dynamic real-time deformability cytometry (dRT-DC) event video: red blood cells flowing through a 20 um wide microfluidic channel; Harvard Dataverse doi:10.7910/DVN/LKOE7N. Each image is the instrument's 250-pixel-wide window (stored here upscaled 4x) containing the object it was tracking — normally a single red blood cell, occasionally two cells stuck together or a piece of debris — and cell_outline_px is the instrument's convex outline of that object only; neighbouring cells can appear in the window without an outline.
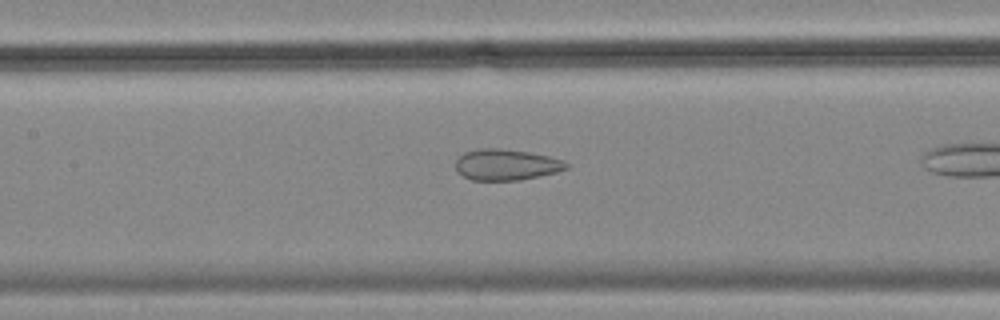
{"species": "common noctule bat (a hibernating species)", "species_latin": "Nyctalus noctula", "temperature_condition": "cold", "stored_images_in_passage": 38, "camera_frame_rate_fps": 3000, "um_per_image_px": 0.085, "animal": {"sex": "female", "body_mass_g": 18.4}, "frame": {"image": 1, "passage_image": 17, "time_ms": 5.333, "image_size_px": [1000, 320], "cell_outline_px": [[568, 168], [556, 172], [540, 176], [520, 180], [472, 180], [464, 176], [456, 168], [456, 160], [464, 152], [480, 148], [500, 148], [528, 152], [548, 156], [564, 160], [568, 164]], "centroid_in_image_um": [43.05, 13.99], "position_along_channel_um": 164.4, "area_um2": 19.94}}
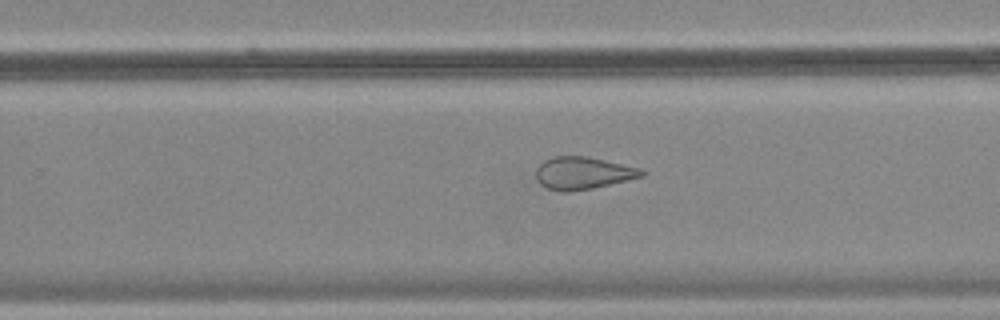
{"frame": {"image": 2, "passage_image": 27, "time_ms": 8.667, "image_size_px": [1000, 320], "cell_outline_px": [[644, 176], [592, 188], [568, 192], [560, 192], [548, 188], [540, 184], [536, 180], [536, 168], [544, 160], [552, 156], [588, 156], [640, 168], [644, 172]], "centroid_in_image_um": [49.51, 14.71], "position_along_channel_um": 280.3, "area_um2": 19.94}}